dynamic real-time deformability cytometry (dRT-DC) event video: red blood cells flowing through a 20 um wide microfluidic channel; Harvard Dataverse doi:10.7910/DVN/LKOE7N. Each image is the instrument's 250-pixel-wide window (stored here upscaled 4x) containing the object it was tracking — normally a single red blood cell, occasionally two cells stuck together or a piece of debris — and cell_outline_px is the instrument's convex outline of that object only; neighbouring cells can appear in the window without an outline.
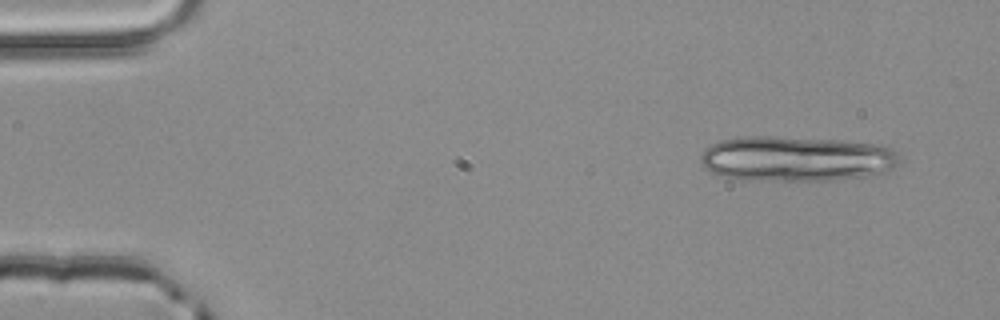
{"species": "common noctule bat (a hibernating species)", "species_latin": "Nyctalus noctula", "temperature_condition": "room temperature", "stored_images_in_passage": 4, "camera_frame_rate_fps": 3000, "um_per_image_px": 0.085, "animal": {"sex": "male", "body_mass_g": 20.4}, "frame": {"image": 1, "passage_image": 1, "time_ms": 0.0, "image_size_px": [1000, 320], "cell_outline_px": [[896, 164], [892, 168], [884, 172], [868, 176], [824, 180], [744, 180], [720, 176], [704, 168], [700, 160], [700, 156], [704, 148], [720, 140], [744, 136], [768, 136], [836, 140], [876, 144], [892, 148], [896, 152]], "centroid_in_image_um": [67.6, 13.49], "position_along_channel_um": 17.4, "area_um2": 52.25}}